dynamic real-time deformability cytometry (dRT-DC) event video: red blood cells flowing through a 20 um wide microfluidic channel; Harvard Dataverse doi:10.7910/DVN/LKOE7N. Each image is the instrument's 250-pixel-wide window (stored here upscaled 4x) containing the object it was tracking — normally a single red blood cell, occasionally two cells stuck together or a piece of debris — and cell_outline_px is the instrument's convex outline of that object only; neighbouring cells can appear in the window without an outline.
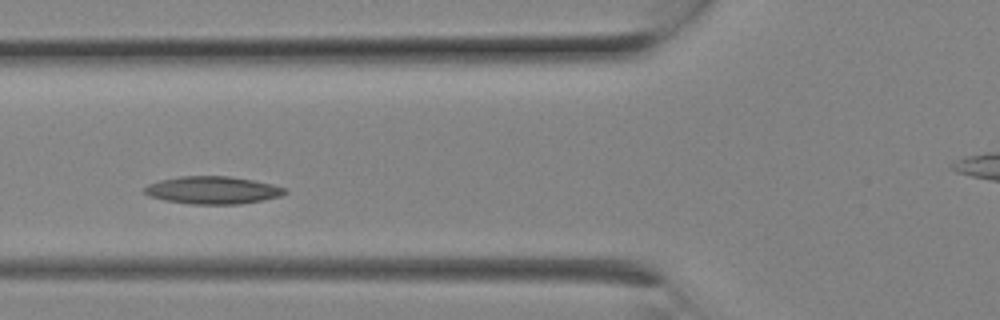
{"species": "Egyptian fruit bat (a non-hibernating species)", "species_latin": "Rousettus aegyptiacus", "temperature_condition": "room temperature", "stored_images_in_passage": 6, "camera_frame_rate_fps": 3000, "um_per_image_px": 0.085, "animal": {"sex": "female"}, "frame": {"image": 1, "passage_image": 5, "time_ms": 1.333, "image_size_px": [1000, 320], "cell_outline_px": [[288, 192], [280, 196], [264, 200], [240, 204], [192, 204], [164, 200], [148, 196], [144, 192], [144, 188], [148, 184], [160, 180], [180, 176], [228, 176], [252, 180], [272, 184], [288, 188]], "centroid_in_image_um": [18.09, 16.16], "position_along_channel_um": 107.7, "area_um2": 22.66}}
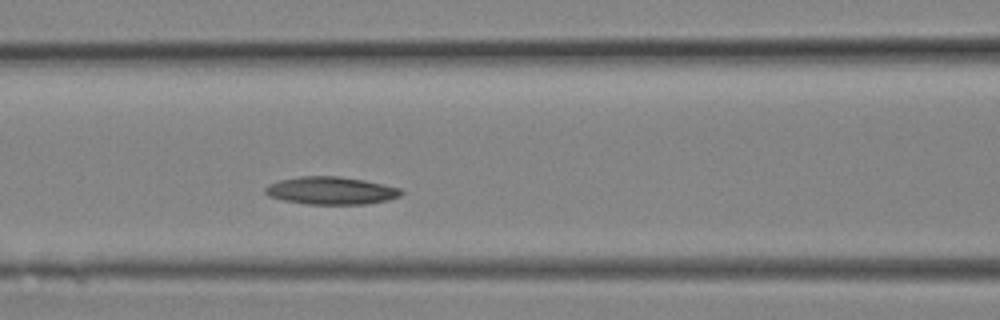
{"frame": {"image": 2, "passage_image": 6, "time_ms": 1.667, "image_size_px": [1000, 320], "cell_outline_px": [[404, 192], [400, 196], [388, 200], [368, 204], [304, 204], [284, 200], [268, 196], [264, 192], [264, 188], [268, 184], [280, 180], [300, 176], [340, 176], [364, 180], [384, 184], [400, 188]], "centroid_in_image_um": [28.14, 16.2], "position_along_channel_um": 138.5, "area_um2": 22.08}}